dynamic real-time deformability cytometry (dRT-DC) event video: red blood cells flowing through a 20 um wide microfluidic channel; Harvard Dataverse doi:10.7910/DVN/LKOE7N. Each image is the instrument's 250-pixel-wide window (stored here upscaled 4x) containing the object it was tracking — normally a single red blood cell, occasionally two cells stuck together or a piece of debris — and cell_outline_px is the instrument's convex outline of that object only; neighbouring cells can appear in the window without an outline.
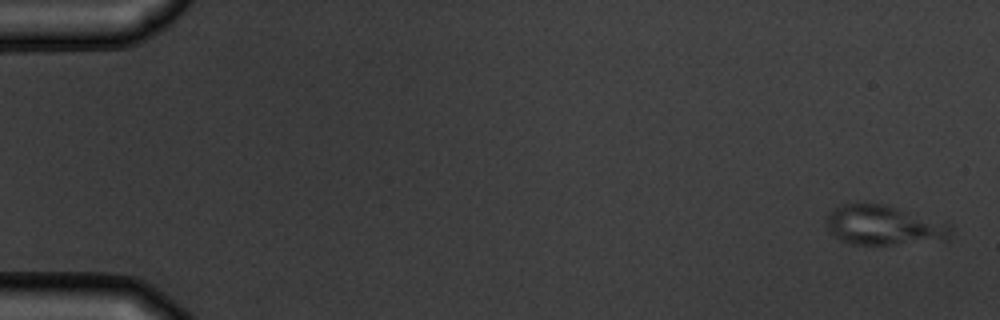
{"species": "common noctule bat (a hibernating species)", "species_latin": "Nyctalus noctula", "temperature_condition": "warm", "stored_images_in_passage": 6, "camera_frame_rate_fps": 3000, "um_per_image_px": 0.085, "animal": {"sex": "male", "body_mass_g": 19.5, "forearm_length_mm": 54.6}, "frame": {"image": 1, "passage_image": 1, "time_ms": 0.0, "image_size_px": [1000, 320], "cell_outline_px": [[952, 232], [948, 240], [892, 244], [852, 244], [840, 240], [828, 228], [824, 220], [828, 212], [844, 204], [856, 200], [884, 204], [948, 220], [952, 224]], "centroid_in_image_um": [75.19, 19.1], "position_along_channel_um": 9.8, "area_um2": 29.88}}